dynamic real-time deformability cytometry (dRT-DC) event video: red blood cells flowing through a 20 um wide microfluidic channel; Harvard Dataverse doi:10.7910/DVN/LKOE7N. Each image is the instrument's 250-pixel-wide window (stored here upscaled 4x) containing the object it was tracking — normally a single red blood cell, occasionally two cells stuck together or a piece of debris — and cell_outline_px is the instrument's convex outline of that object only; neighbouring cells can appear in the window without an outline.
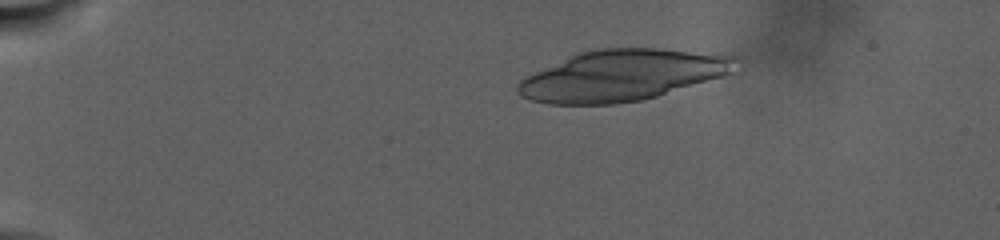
{"species": "human", "species_latin": "Homo sapiens", "temperature_condition": "warm", "stored_images_in_passage": 67, "segment_of_instrument_passage": [1, 2], "camera_frame_rate_fps": 3000, "um_per_image_px": 0.085, "donor": {"sex": "male"}, "frame": {"image": 1, "passage_image": 3, "time_ms": 0.333, "image_size_px": [1000, 240], "cell_outline_px": [[740, 60], [728, 72], [720, 76], [656, 96], [640, 100], [612, 104], [548, 104], [532, 100], [516, 92], [516, 84], [524, 76], [576, 52], [592, 48], [656, 48], [732, 52], [740, 56]], "centroid_in_image_um": [52.9, 6.36], "position_along_channel_um": 32.1, "area_um2": 65.49}}